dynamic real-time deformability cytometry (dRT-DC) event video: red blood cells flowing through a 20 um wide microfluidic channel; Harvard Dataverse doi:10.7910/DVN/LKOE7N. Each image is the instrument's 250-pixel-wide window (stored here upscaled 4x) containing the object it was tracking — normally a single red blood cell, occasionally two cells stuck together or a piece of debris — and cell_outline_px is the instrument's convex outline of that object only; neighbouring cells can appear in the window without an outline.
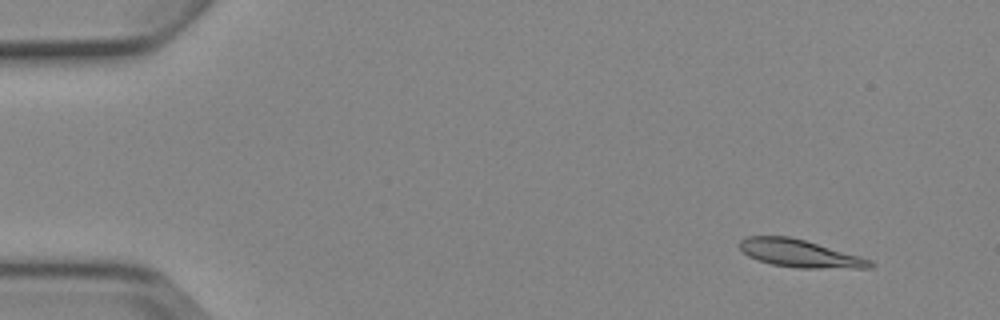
{"species": "Egyptian fruit bat (a non-hibernating species)", "species_latin": "Rousettus aegyptiacus", "temperature_condition": "cold", "stored_images_in_passage": 4, "camera_frame_rate_fps": 3000, "um_per_image_px": 0.085, "animal": {"sex": "female"}, "frame": {"image": 1, "passage_image": 1, "time_ms": 0.0, "image_size_px": [1000, 320], "cell_outline_px": [[876, 264], [872, 268], [796, 268], [772, 264], [756, 260], [748, 256], [740, 248], [740, 240], [748, 236], [788, 236], [804, 240], [860, 256], [872, 260]], "centroid_in_image_um": [68.0, 21.55], "position_along_channel_um": 17.0, "area_um2": 20.98}}
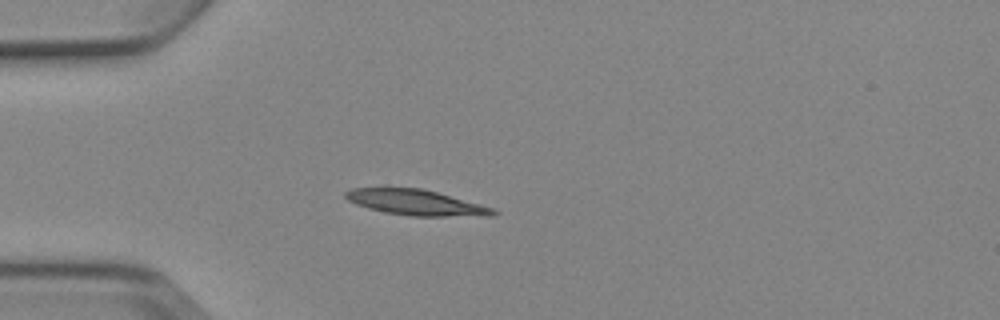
{"frame": {"image": 2, "passage_image": 4, "time_ms": 3.333, "image_size_px": [1000, 320], "cell_outline_px": [[500, 212], [492, 216], [412, 216], [384, 212], [368, 208], [356, 204], [348, 200], [344, 196], [344, 192], [352, 188], [424, 188], [496, 208]], "centroid_in_image_um": [35.43, 17.21], "position_along_channel_um": 49.6, "area_um2": 22.2}}